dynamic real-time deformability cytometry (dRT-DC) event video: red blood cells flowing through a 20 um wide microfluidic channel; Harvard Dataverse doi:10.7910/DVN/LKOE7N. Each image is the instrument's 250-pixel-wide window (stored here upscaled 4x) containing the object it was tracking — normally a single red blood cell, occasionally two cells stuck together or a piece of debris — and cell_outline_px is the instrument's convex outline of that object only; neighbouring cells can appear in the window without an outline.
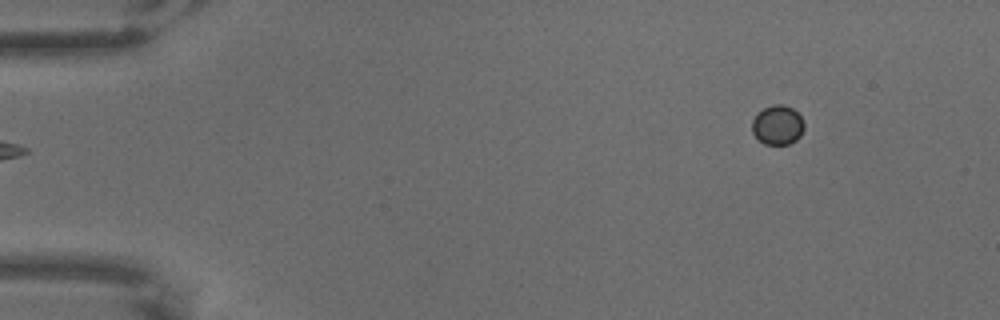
{"species": "common noctule bat (a hibernating species)", "species_latin": "Nyctalus noctula", "temperature_condition": "warm", "stored_images_in_passage": 5, "camera_frame_rate_fps": 3000, "um_per_image_px": 0.085, "animal": {"sex": "male", "body_mass_g": 18.8}, "frame": {"image": 1, "passage_image": 5, "time_ms": 1.333, "image_size_px": [1000, 320], "cell_outline_px": [[804, 128], [800, 136], [796, 140], [788, 144], [764, 144], [752, 132], [752, 120], [756, 112], [772, 104], [784, 104], [792, 108], [804, 120]], "centroid_in_image_um": [66.09, 10.61], "position_along_channel_um": 18.9, "area_um2": 12.08}}